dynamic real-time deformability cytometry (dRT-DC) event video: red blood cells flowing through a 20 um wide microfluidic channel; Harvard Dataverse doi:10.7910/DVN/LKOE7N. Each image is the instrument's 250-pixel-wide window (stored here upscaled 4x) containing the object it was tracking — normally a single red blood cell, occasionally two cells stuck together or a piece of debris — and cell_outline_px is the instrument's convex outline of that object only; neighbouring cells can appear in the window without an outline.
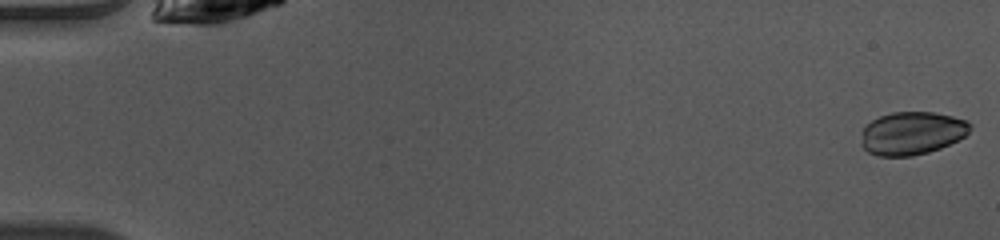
{"species": "common noctule bat (a hibernating species)", "species_latin": "Nyctalus noctula", "temperature_condition": "warm", "stored_images_in_passage": 49, "camera_frame_rate_fps": 3000, "um_per_image_px": 0.085, "animal": {"sex": "female", "body_mass_g": 10.0, "forearm_length_mm": 53.1}, "frame": {"image": 1, "passage_image": 1, "time_ms": 0.0, "image_size_px": [1000, 240], "cell_outline_px": [[972, 128], [964, 136], [940, 148], [928, 152], [912, 156], [876, 156], [868, 152], [860, 144], [860, 132], [872, 120], [880, 116], [892, 112], [932, 112], [952, 116], [968, 120], [972, 124]], "centroid_in_image_um": [77.49, 11.32], "position_along_channel_um": 7.5, "area_um2": 27.46}}
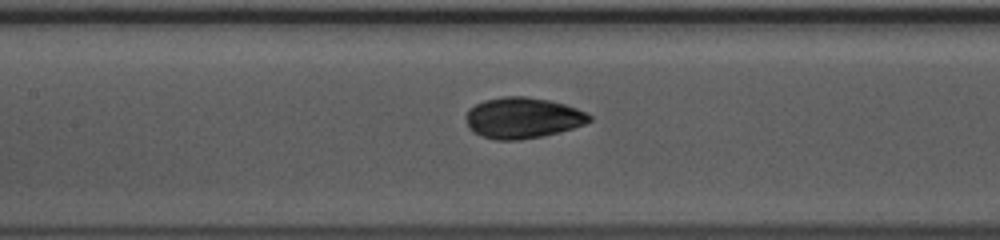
{"frame": {"image": 2, "passage_image": 23, "time_ms": 7.333, "image_size_px": [1000, 240], "cell_outline_px": [[592, 120], [584, 124], [560, 132], [540, 136], [516, 140], [496, 140], [472, 132], [468, 128], [464, 116], [468, 108], [484, 100], [504, 96], [524, 96], [552, 100], [588, 112], [592, 116]], "centroid_in_image_um": [44.41, 10.01], "position_along_channel_um": 163.0, "area_um2": 29.65}}
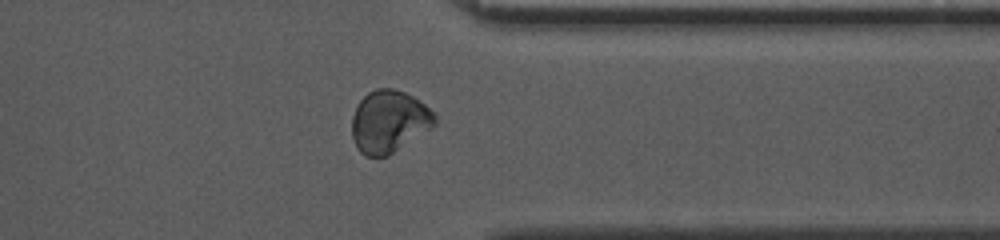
{"frame": {"image": 3, "passage_image": 39, "time_ms": 12.667, "image_size_px": [1000, 240], "cell_outline_px": [[436, 124], [432, 128], [388, 156], [364, 156], [356, 148], [352, 136], [352, 116], [356, 104], [368, 92], [376, 88], [392, 88], [404, 92], [412, 96], [436, 112]], "centroid_in_image_um": [33.07, 10.33], "position_along_channel_um": 378.3, "area_um2": 30.4}, "authors_computed_cell_mechanics": {"area_um2": 29.2468, "velocity_mm_per_s": 4.0934, "shape_relaxation_time_tau1_ms": 3.617, "shape_relaxation_time_tau2_ms": null, "deformation_change_tau1": 0.1663, "deformation_change_tau2": null}}